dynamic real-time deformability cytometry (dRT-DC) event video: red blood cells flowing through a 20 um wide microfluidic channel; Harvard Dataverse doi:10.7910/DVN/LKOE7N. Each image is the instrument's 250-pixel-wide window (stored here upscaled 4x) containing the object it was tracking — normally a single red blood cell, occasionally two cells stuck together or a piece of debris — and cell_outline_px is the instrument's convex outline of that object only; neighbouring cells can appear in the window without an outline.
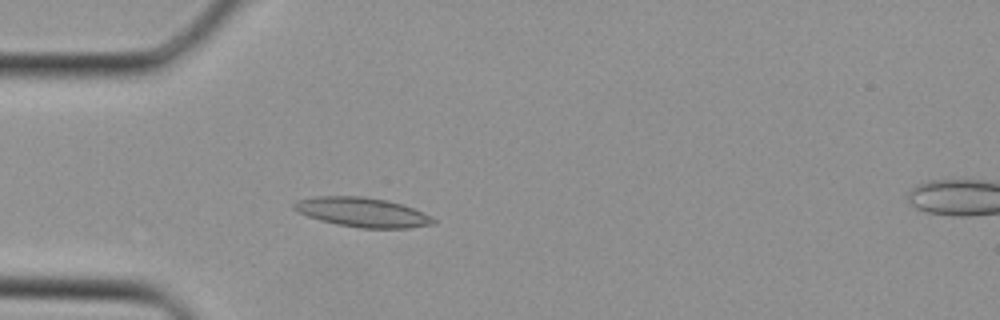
{"species": "Egyptian fruit bat (a non-hibernating species)", "species_latin": "Rousettus aegyptiacus", "temperature_condition": "cold", "stored_images_in_passage": 37, "camera_frame_rate_fps": 3000, "um_per_image_px": 0.085, "animal": {"sex": "female"}, "frame": {"image": 1, "passage_image": 11, "time_ms": 3.333, "image_size_px": [1000, 320], "cell_outline_px": [[436, 224], [408, 228], [360, 228], [336, 224], [320, 220], [308, 216], [292, 208], [292, 204], [296, 200], [312, 196], [364, 196], [404, 204], [424, 212], [436, 220]], "centroid_in_image_um": [30.81, 18.03], "position_along_channel_um": 54.2, "area_um2": 24.1}}
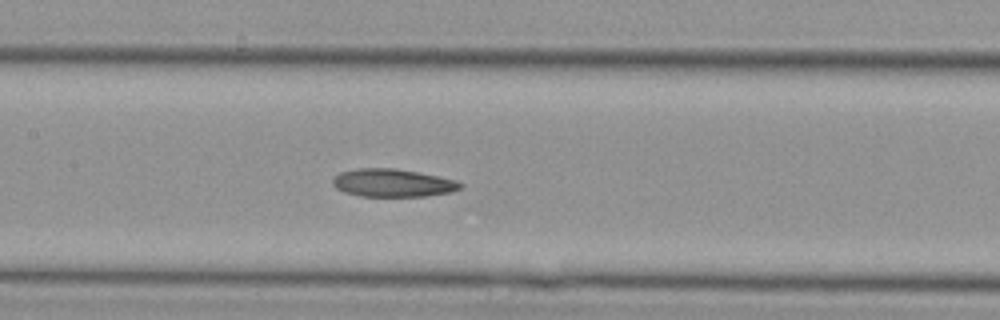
{"frame": {"image": 2, "passage_image": 18, "time_ms": 5.667, "image_size_px": [1000, 320], "cell_outline_px": [[464, 184], [460, 188], [448, 192], [428, 196], [360, 196], [344, 192], [336, 188], [332, 184], [332, 176], [340, 172], [356, 168], [396, 168], [456, 180]], "centroid_in_image_um": [33.31, 15.54], "position_along_channel_um": 174.1, "area_um2": 20.75}}
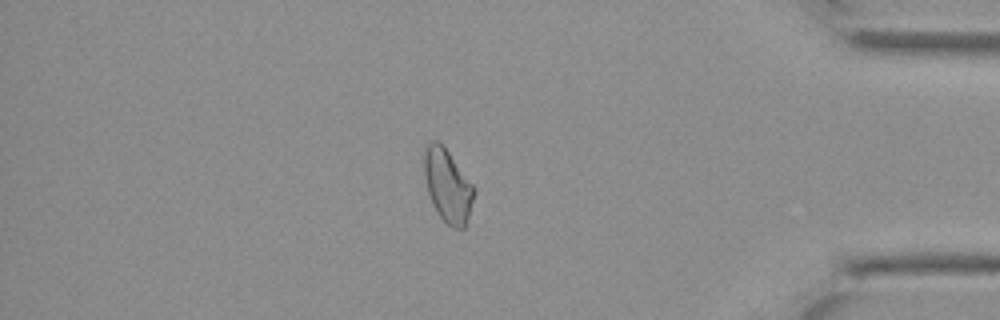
{"frame": {"image": 3, "passage_image": 32, "time_ms": 10.333, "image_size_px": [1000, 320], "cell_outline_px": [[476, 192], [464, 228], [452, 228], [440, 216], [432, 204], [428, 192], [424, 172], [424, 152], [428, 144], [432, 140], [436, 140], [448, 152], [476, 188]], "centroid_in_image_um": [38.06, 15.8], "position_along_channel_um": 397.1, "area_um2": 20.87}}